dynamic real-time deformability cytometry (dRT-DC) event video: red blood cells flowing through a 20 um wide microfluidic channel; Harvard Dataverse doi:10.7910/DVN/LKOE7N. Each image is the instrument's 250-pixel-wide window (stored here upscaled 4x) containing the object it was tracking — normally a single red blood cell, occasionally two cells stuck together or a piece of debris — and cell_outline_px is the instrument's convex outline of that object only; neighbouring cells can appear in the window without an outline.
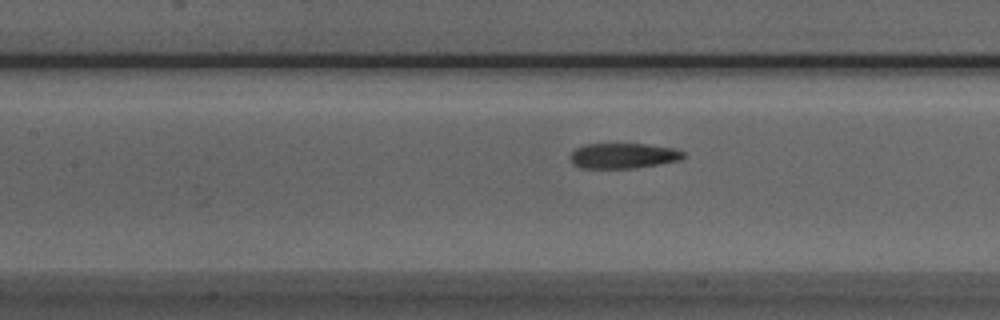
{"species": "Egyptian fruit bat (a non-hibernating species)", "species_latin": "Rousettus aegyptiacus", "temperature_condition": "room temperature", "stored_images_in_passage": 36, "camera_frame_rate_fps": 3000, "um_per_image_px": 0.085, "animal": {"sex": "male"}, "frame": {"image": 1, "passage_image": 17, "time_ms": 5.333, "image_size_px": [1000, 320], "cell_outline_px": [[688, 156], [680, 160], [660, 164], [632, 168], [584, 168], [572, 164], [568, 156], [576, 148], [584, 144], [644, 144], [672, 148], [684, 152]], "centroid_in_image_um": [52.96, 13.24], "position_along_channel_um": 154.4, "area_um2": 16.76}}
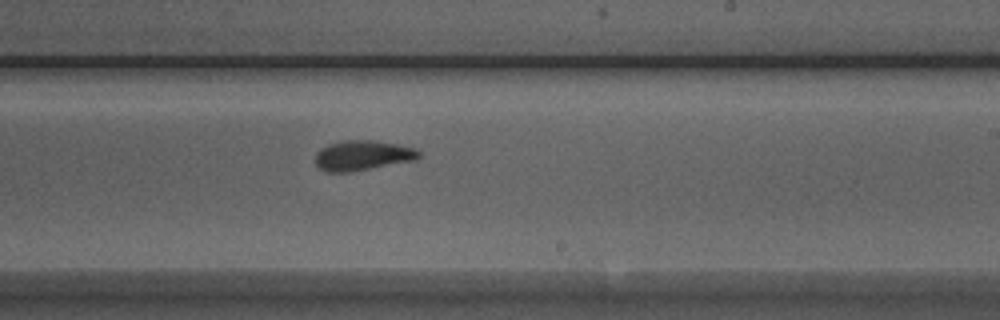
{"frame": {"image": 2, "passage_image": 25, "time_ms": 8.0, "image_size_px": [1000, 320], "cell_outline_px": [[420, 156], [416, 160], [352, 172], [324, 172], [316, 168], [316, 152], [320, 148], [328, 144], [344, 140], [376, 140], [396, 144], [412, 148], [420, 152]], "centroid_in_image_um": [30.77, 13.22], "position_along_channel_um": 258.2, "area_um2": 18.32}}
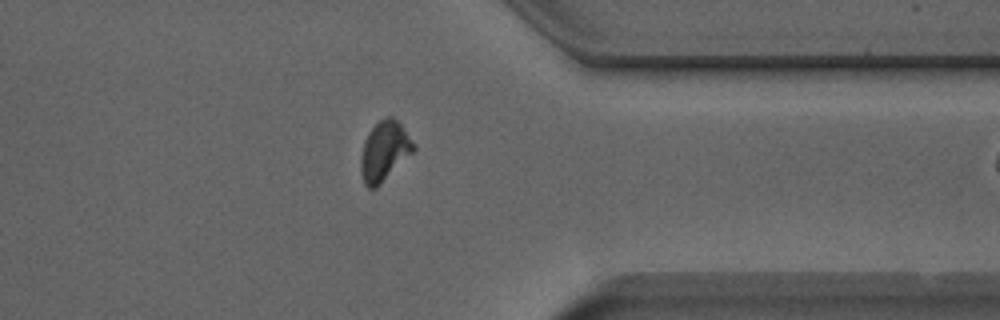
{"frame": {"image": 3, "passage_image": 35, "time_ms": 11.333, "image_size_px": [1000, 320], "cell_outline_px": [[416, 148], [376, 188], [368, 188], [364, 184], [360, 172], [360, 156], [364, 140], [368, 132], [380, 120], [388, 116], [392, 116], [400, 124], [416, 144]], "centroid_in_image_um": [32.64, 12.84], "position_along_channel_um": 378.8, "area_um2": 18.21}}